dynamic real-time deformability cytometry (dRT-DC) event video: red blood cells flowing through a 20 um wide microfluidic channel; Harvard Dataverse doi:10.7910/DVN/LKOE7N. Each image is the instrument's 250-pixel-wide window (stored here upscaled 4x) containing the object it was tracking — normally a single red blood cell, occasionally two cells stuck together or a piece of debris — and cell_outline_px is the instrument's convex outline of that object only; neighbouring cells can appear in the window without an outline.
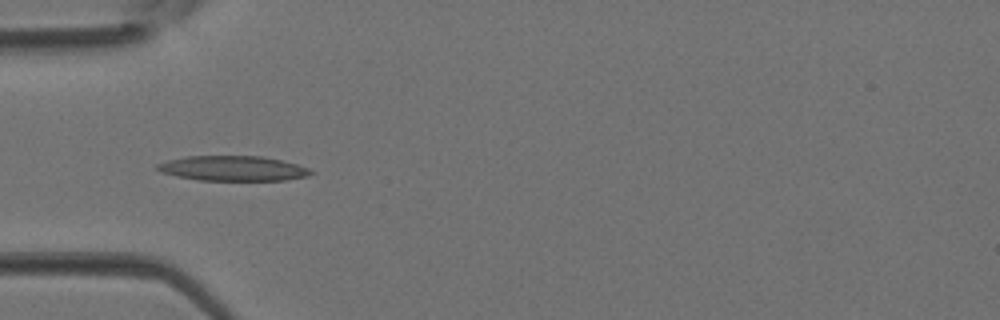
{"species": "Egyptian fruit bat (a non-hibernating species)", "species_latin": "Rousettus aegyptiacus", "temperature_condition": "room temperature", "stored_images_in_passage": 4, "camera_frame_rate_fps": 3000, "um_per_image_px": 0.085, "animal": {"sex": "female"}, "frame": {"image": 1, "passage_image": 4, "time_ms": 1.0, "image_size_px": [1000, 320], "cell_outline_px": [[316, 172], [308, 176], [284, 180], [200, 180], [176, 176], [160, 172], [156, 168], [156, 164], [168, 160], [188, 156], [260, 156], [280, 160], [296, 164], [308, 168]], "centroid_in_image_um": [19.79, 14.31], "position_along_channel_um": 65.2, "area_um2": 22.25}}